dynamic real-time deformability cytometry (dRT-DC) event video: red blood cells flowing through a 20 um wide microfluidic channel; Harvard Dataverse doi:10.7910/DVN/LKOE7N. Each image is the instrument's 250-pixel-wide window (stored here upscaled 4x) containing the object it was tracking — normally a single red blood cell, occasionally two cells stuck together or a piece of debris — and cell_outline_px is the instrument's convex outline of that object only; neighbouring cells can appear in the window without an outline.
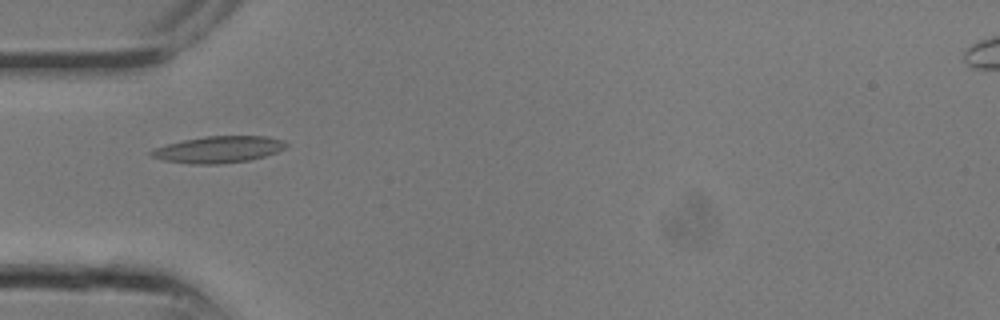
{"species": "common noctule bat (a hibernating species)", "species_latin": "Nyctalus noctula", "temperature_condition": "room temperature", "stored_images_in_passage": 9, "camera_frame_rate_fps": 3000, "um_per_image_px": 0.085, "animal": {"sex": "male", "body_mass_g": 13.3}, "frame": {"image": 1, "passage_image": 3, "time_ms": 0.667, "image_size_px": [1000, 320], "cell_outline_px": [[288, 144], [284, 148], [276, 152], [264, 156], [248, 160], [220, 164], [192, 164], [164, 160], [152, 156], [148, 152], [156, 148], [168, 144], [184, 140], [208, 136], [264, 136], [280, 140]], "centroid_in_image_um": [18.56, 12.71], "position_along_channel_um": 66.4, "area_um2": 20.52}}
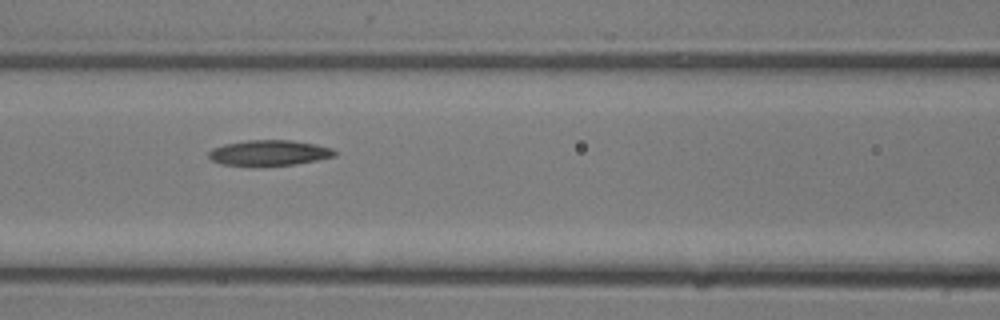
{"frame": {"image": 2, "passage_image": 6, "time_ms": 1.667, "image_size_px": [1000, 320], "cell_outline_px": [[336, 156], [296, 164], [220, 164], [212, 160], [208, 156], [208, 152], [212, 148], [224, 144], [248, 140], [292, 140], [316, 144], [332, 148], [336, 152]], "centroid_in_image_um": [22.9, 12.96], "position_along_channel_um": 143.7, "area_um2": 18.26}}
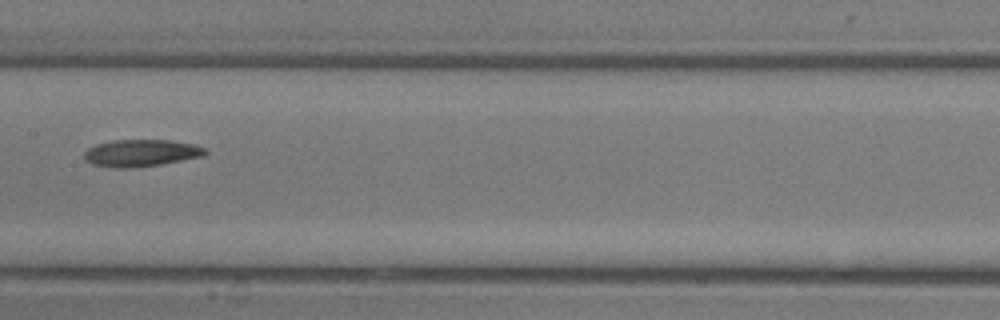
{"frame": {"image": 3, "passage_image": 8, "time_ms": 2.333, "image_size_px": [1000, 320], "cell_outline_px": [[208, 152], [204, 156], [160, 164], [132, 168], [112, 168], [92, 164], [84, 160], [84, 152], [88, 148], [96, 144], [112, 140], [172, 140], [192, 144], [208, 148]], "centroid_in_image_um": [11.99, 13.0], "position_along_channel_um": 195.4, "area_um2": 19.25}}